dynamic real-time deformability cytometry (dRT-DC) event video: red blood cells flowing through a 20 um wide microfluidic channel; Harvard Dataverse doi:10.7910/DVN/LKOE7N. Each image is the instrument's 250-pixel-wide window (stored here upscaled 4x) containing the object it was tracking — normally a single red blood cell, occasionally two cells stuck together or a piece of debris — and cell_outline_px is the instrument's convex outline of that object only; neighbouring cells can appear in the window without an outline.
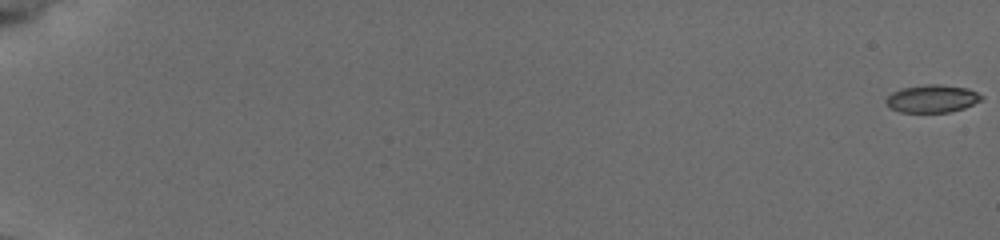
{"species": "common noctule bat (a hibernating species)", "species_latin": "Nyctalus noctula", "temperature_condition": "cold", "stored_images_in_passage": 58, "camera_frame_rate_fps": 3000, "um_per_image_px": 0.085, "animal": {"sex": "female", "body_mass_g": 19.5, "forearm_length_mm": 54.1}, "frame": {"image": 1, "passage_image": 1, "time_ms": 0.0, "image_size_px": [1000, 240], "cell_outline_px": [[984, 96], [980, 100], [964, 108], [948, 112], [900, 112], [892, 108], [884, 100], [892, 92], [900, 88], [924, 84], [940, 84], [968, 88]], "centroid_in_image_um": [79.22, 8.37], "position_along_channel_um": 5.8, "area_um2": 15.37}}
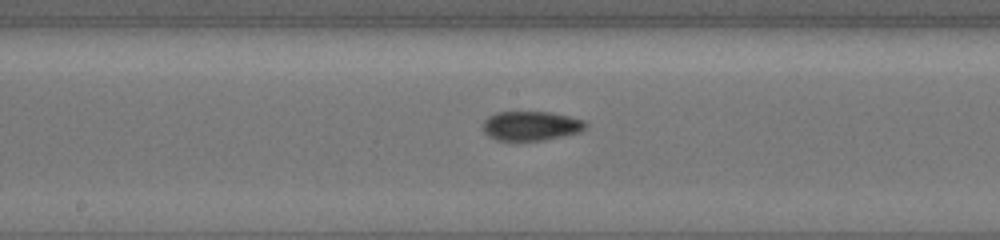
{"frame": {"image": 2, "passage_image": 34, "time_ms": 11.0, "image_size_px": [1000, 240], "cell_outline_px": [[588, 124], [580, 132], [544, 140], [496, 140], [488, 136], [484, 132], [480, 124], [488, 116], [496, 112], [552, 112], [584, 120]], "centroid_in_image_um": [45.09, 10.69], "position_along_channel_um": 203.1, "area_um2": 17.69}}
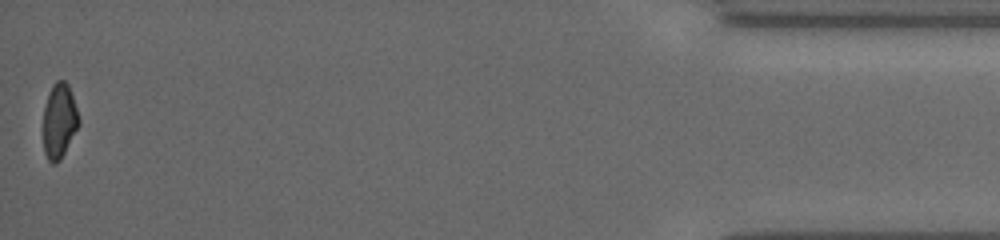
{"frame": {"image": 3, "passage_image": 58, "time_ms": 19.0, "image_size_px": [1000, 240], "cell_outline_px": [[80, 124], [60, 160], [56, 164], [52, 164], [48, 160], [44, 152], [44, 108], [52, 84], [56, 80], [64, 80], [68, 84], [80, 120]], "centroid_in_image_um": [5.04, 10.29], "position_along_channel_um": 430.2, "area_um2": 15.37}, "authors_computed_cell_mechanics": {"area_um2": 16.762, "velocity_mm_per_s": 3.7803, "shape_relaxation_time_tau1_ms": null, "shape_relaxation_time_tau2_ms": 4.4097, "deformation_change_tau1": null, "deformation_change_tau2": 0.0686}}